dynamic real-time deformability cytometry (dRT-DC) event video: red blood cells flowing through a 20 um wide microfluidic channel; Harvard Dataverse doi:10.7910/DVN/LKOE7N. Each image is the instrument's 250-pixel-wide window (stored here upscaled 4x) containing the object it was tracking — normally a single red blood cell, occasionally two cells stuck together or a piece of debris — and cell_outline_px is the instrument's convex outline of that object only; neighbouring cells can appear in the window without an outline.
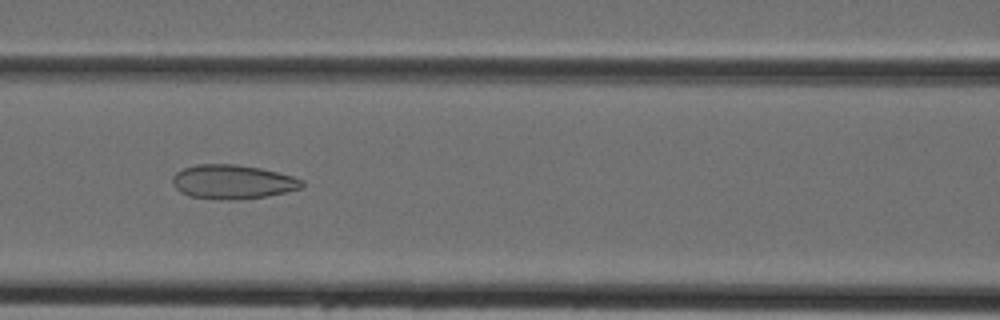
{"species": "Egyptian fruit bat (a non-hibernating species)", "species_latin": "Rousettus aegyptiacus", "temperature_condition": "cold", "stored_images_in_passage": 44, "camera_frame_rate_fps": 3000, "um_per_image_px": 0.085, "animal": {"sex": "female"}, "frame": {"image": 1, "passage_image": 19, "time_ms": 6.0, "image_size_px": [1000, 320], "cell_outline_px": [[304, 184], [300, 188], [268, 196], [232, 200], [188, 196], [180, 192], [172, 184], [172, 176], [176, 172], [184, 168], [196, 164], [236, 164], [260, 168], [292, 176], [304, 180]], "centroid_in_image_um": [19.75, 15.45], "position_along_channel_um": 146.9, "area_um2": 25.66}}
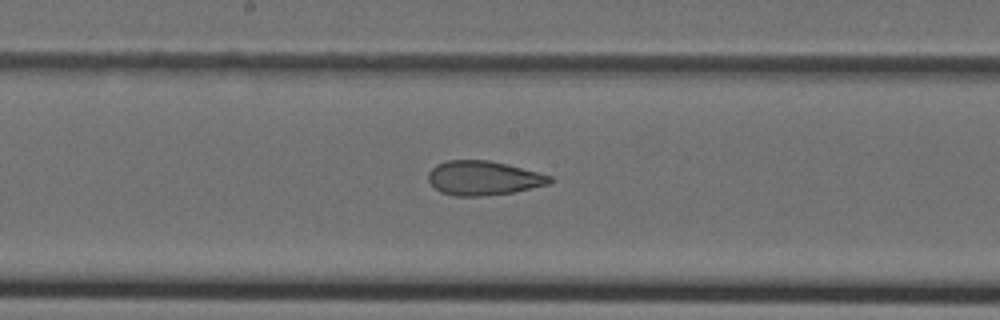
{"frame": {"image": 2, "passage_image": 23, "time_ms": 7.333, "image_size_px": [1000, 320], "cell_outline_px": [[552, 184], [512, 192], [480, 196], [456, 196], [440, 192], [428, 180], [428, 172], [436, 164], [448, 160], [488, 160], [508, 164], [552, 176]], "centroid_in_image_um": [41.09, 15.13], "position_along_channel_um": 207.1, "area_um2": 24.28}}
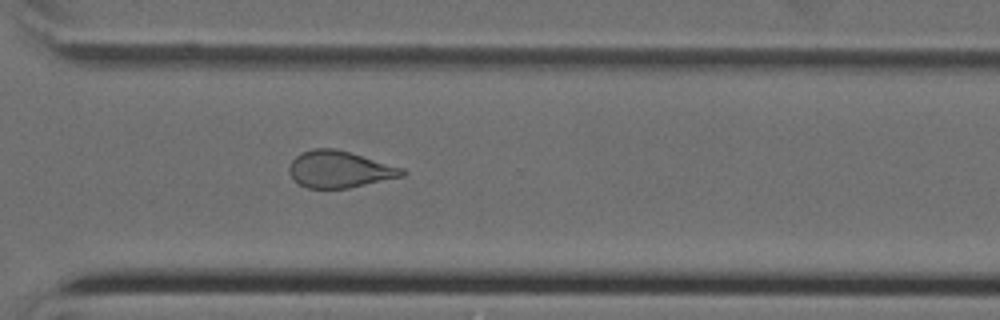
{"frame": {"image": 3, "passage_image": 32, "time_ms": 10.333, "image_size_px": [1000, 320], "cell_outline_px": [[408, 172], [404, 176], [348, 188], [308, 188], [292, 180], [288, 172], [288, 164], [300, 152], [312, 148], [332, 148], [348, 152], [404, 168]], "centroid_in_image_um": [28.82, 14.39], "position_along_channel_um": 341.8, "area_um2": 24.28}}